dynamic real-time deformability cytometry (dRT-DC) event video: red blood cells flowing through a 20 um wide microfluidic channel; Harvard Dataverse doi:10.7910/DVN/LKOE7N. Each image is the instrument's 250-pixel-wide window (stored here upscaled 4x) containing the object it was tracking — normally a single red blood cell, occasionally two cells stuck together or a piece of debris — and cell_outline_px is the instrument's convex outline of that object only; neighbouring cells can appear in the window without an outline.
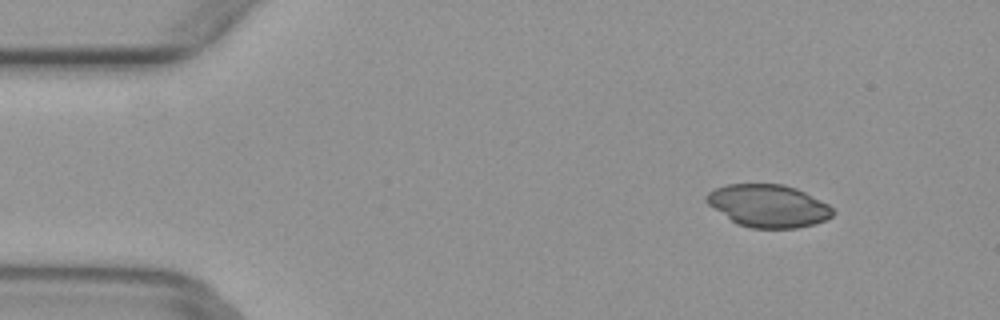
{"species": "common noctule bat (a hibernating species)", "species_latin": "Nyctalus noctula", "temperature_condition": "warm", "stored_images_in_passage": 50, "camera_frame_rate_fps": 3000, "um_per_image_px": 0.085, "animal": {"sex": "female", "body_mass_g": 29.2, "forearm_length_mm": 56.3}, "frame": {"image": 1, "passage_image": 6, "time_ms": 1.667, "image_size_px": [1000, 320], "cell_outline_px": [[836, 212], [832, 216], [816, 224], [796, 228], [752, 228], [736, 224], [708, 204], [704, 200], [704, 196], [708, 192], [724, 184], [784, 184], [796, 188], [828, 204]], "centroid_in_image_um": [65.29, 17.49], "position_along_channel_um": 19.7, "area_um2": 31.44}}